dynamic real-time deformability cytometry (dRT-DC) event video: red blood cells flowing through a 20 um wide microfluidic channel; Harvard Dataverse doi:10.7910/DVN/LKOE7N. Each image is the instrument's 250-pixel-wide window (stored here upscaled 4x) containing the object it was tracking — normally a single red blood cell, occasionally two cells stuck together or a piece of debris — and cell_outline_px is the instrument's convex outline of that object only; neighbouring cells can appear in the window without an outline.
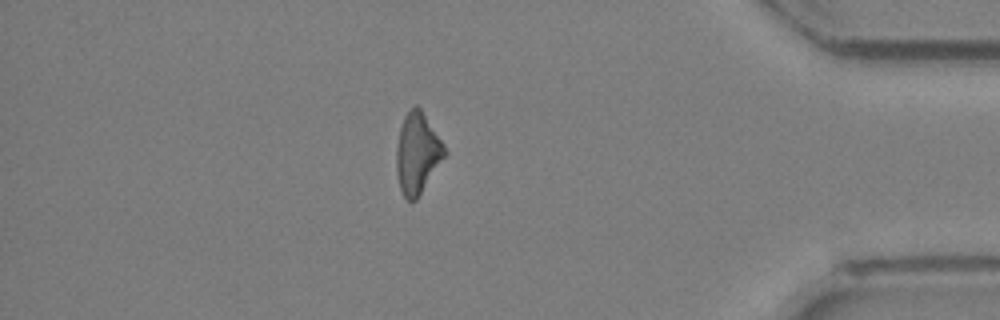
{"species": "Egyptian fruit bat (a non-hibernating species)", "species_latin": "Rousettus aegyptiacus", "temperature_condition": "room temperature", "stored_images_in_passage": 26, "camera_frame_rate_fps": 3000, "um_per_image_px": 0.085, "animal": {"sex": "female"}, "frame": {"image": 1, "passage_image": 26, "time_ms": 8.333, "image_size_px": [1000, 320], "cell_outline_px": [[448, 152], [416, 200], [408, 200], [404, 196], [400, 188], [396, 172], [396, 148], [400, 128], [404, 116], [416, 104], [420, 108], [444, 144]], "centroid_in_image_um": [35.47, 13.03], "position_along_channel_um": 399.7, "area_um2": 22.48}}